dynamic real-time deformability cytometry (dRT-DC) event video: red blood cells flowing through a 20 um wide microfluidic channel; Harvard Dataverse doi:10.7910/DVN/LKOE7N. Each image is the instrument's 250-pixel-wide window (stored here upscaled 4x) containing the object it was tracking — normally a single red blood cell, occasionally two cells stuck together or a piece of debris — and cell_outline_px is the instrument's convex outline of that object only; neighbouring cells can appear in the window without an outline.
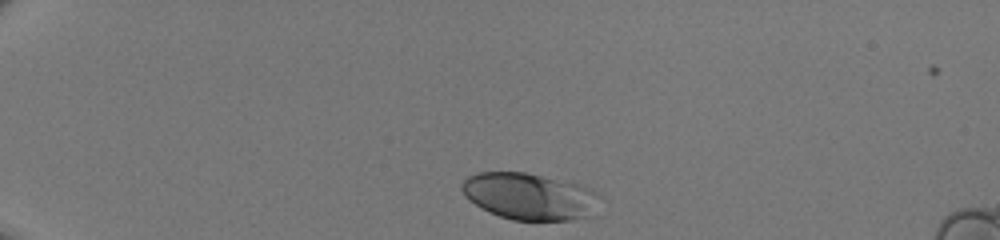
{"species": "human", "species_latin": "Homo sapiens", "temperature_condition": "room temperature", "stored_images_in_passage": 33, "camera_frame_rate_fps": 3000, "um_per_image_px": 0.085, "donor": {"sex": "male"}, "frame": {"image": 1, "passage_image": 1, "time_ms": 0.0, "image_size_px": [1000, 240], "cell_outline_px": [[592, 192], [584, 216], [568, 220], [512, 220], [488, 212], [480, 208], [464, 196], [460, 188], [460, 184], [468, 176], [476, 172], [524, 172], [576, 184]], "centroid_in_image_um": [44.7, 16.67], "position_along_channel_um": 40.3, "area_um2": 35.78}}
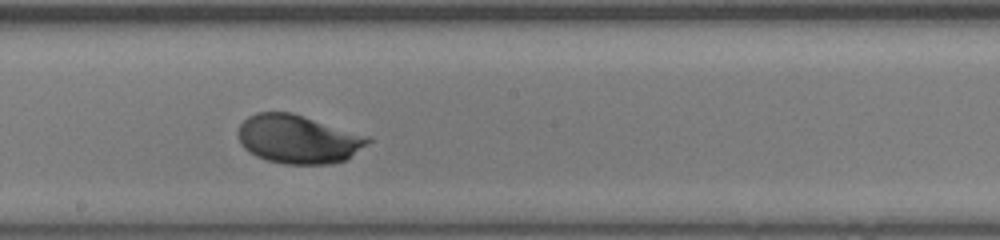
{"frame": {"image": 2, "passage_image": 19, "time_ms": 6.0, "image_size_px": [1000, 240], "cell_outline_px": [[372, 140], [368, 144], [344, 160], [332, 164], [284, 164], [268, 160], [256, 156], [244, 148], [240, 144], [236, 132], [240, 124], [248, 116], [256, 112], [292, 112], [368, 136]], "centroid_in_image_um": [25.3, 11.82], "position_along_channel_um": 222.9, "area_um2": 36.76}}
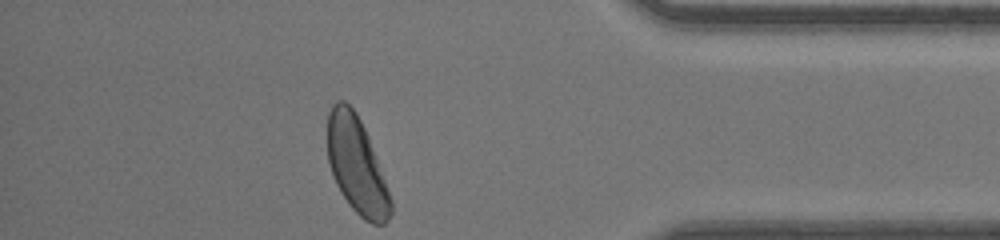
{"frame": {"image": 3, "passage_image": 33, "time_ms": 10.667, "image_size_px": [1000, 240], "cell_outline_px": [[392, 212], [388, 220], [384, 224], [372, 224], [364, 220], [348, 204], [340, 192], [332, 176], [328, 160], [328, 112], [332, 104], [336, 100], [344, 100], [356, 112], [368, 136], [376, 156], [392, 200]], "centroid_in_image_um": [30.31, 14.07], "position_along_channel_um": 404.9, "area_um2": 35.55}}